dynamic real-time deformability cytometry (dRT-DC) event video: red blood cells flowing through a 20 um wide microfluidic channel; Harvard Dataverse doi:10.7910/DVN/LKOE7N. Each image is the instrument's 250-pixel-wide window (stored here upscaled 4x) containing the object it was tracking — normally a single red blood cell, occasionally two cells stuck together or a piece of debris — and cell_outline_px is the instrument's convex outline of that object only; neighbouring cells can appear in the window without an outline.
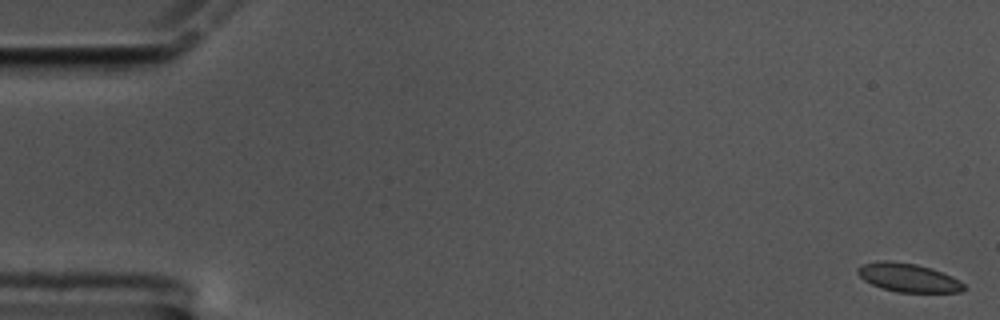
{"species": "common noctule bat (a hibernating species)", "species_latin": "Nyctalus noctula", "temperature_condition": "cold", "stored_images_in_passage": 59, "camera_frame_rate_fps": 3000, "um_per_image_px": 0.085, "animal": {"sex": "male", "body_mass_g": 17.5, "forearm_length_mm": 52.3}, "frame": {"image": 1, "passage_image": 1, "time_ms": 0.0, "image_size_px": [1000, 320], "cell_outline_px": [[964, 288], [960, 292], [896, 292], [872, 284], [864, 280], [856, 272], [856, 268], [864, 264], [880, 260], [888, 260], [916, 264], [932, 268], [952, 276], [960, 280], [964, 284]], "centroid_in_image_um": [77.2, 23.59], "position_along_channel_um": 7.8, "area_um2": 17.63}}
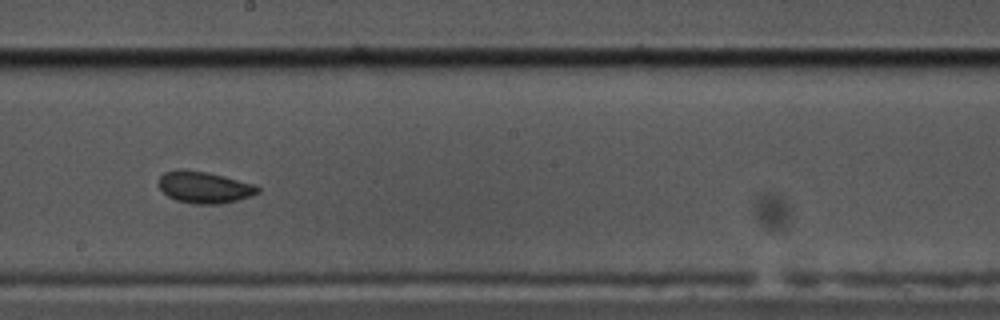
{"frame": {"image": 2, "passage_image": 33, "time_ms": 10.667, "image_size_px": [1000, 320], "cell_outline_px": [[260, 192], [252, 196], [220, 204], [192, 204], [176, 200], [168, 196], [160, 188], [160, 176], [164, 172], [180, 168], [208, 172], [256, 184], [260, 188]], "centroid_in_image_um": [17.39, 15.91], "position_along_channel_um": 230.8, "area_um2": 18.44}}
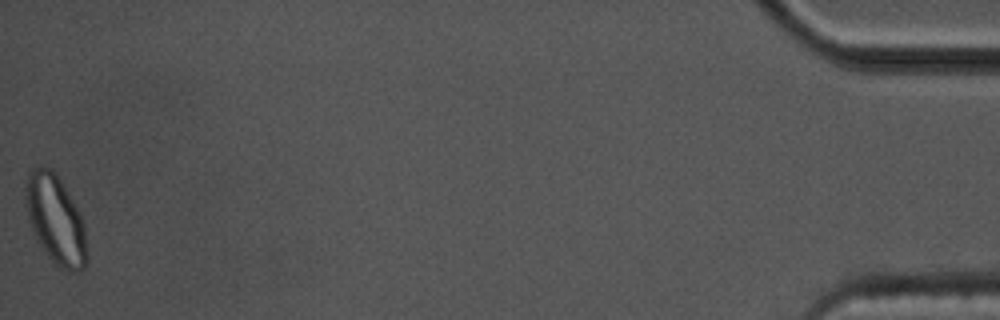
{"frame": {"image": 3, "passage_image": 59, "time_ms": 19.333, "image_size_px": [1000, 320], "cell_outline_px": [[88, 264], [80, 272], [72, 272], [56, 264], [48, 256], [36, 240], [28, 220], [28, 172], [32, 168], [40, 164], [52, 168], [60, 180], [80, 212], [84, 224], [88, 252]], "centroid_in_image_um": [4.78, 18.7], "position_along_channel_um": 430.4, "area_um2": 31.56}, "authors_computed_cell_mechanics": {"area_um2": 18.1492, "velocity_mm_per_s": 3.4232, "shape_relaxation_time_tau1_ms": 3.1034, "shape_relaxation_time_tau2_ms": 1.3577, "deformation_change_tau1": 0.088, "deformation_change_tau2": 0.0719}}